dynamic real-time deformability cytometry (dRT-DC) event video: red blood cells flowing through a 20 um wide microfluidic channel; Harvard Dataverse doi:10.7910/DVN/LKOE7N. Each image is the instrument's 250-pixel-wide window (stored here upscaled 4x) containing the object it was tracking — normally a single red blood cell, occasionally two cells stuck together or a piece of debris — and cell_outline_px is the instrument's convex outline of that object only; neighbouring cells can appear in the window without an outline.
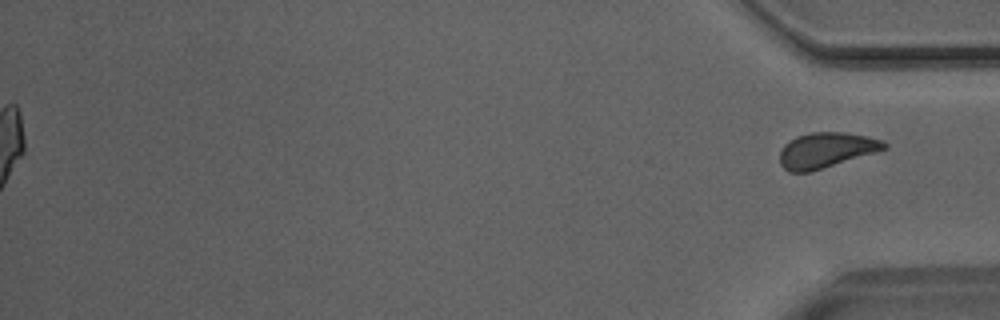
{"species": "Egyptian fruit bat (a non-hibernating species)", "species_latin": "Rousettus aegyptiacus", "temperature_condition": "room temperature", "stored_images_in_passage": 49, "segment_of_instrument_passage": [2, 2], "camera_frame_rate_fps": 3000, "um_per_image_px": 0.085, "animal": {"sex": "male"}, "frame": {"image": 1, "passage_image": 49, "time_ms": 16.0, "image_size_px": [1000, 320], "cell_outline_px": [[888, 148], [876, 152], [812, 172], [788, 172], [780, 164], [780, 152], [784, 144], [796, 136], [812, 132], [844, 132], [868, 136], [884, 140], [888, 144]], "centroid_in_image_um": [70.24, 12.77], "position_along_channel_um": 365.0, "area_um2": 21.73}}